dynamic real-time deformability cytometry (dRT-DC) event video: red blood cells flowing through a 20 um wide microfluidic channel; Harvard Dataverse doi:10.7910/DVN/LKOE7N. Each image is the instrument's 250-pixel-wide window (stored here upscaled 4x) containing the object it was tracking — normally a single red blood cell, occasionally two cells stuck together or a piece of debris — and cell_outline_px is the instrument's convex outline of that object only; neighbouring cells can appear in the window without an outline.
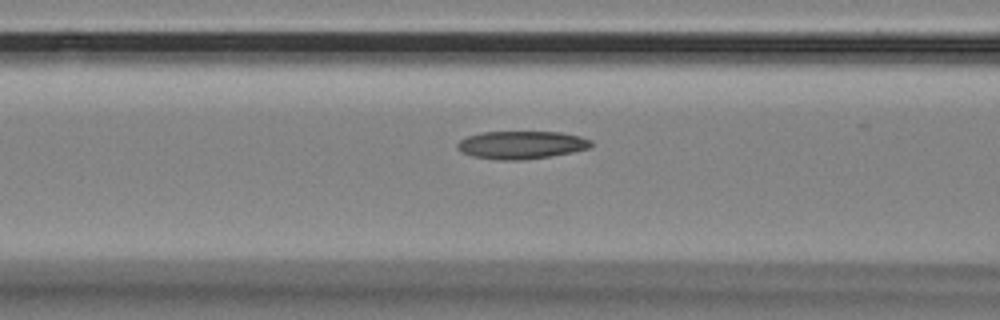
{"species": "Egyptian fruit bat (a non-hibernating species)", "species_latin": "Rousettus aegyptiacus", "temperature_condition": "room temperature", "stored_images_in_passage": 33, "camera_frame_rate_fps": 3000, "um_per_image_px": 0.085, "animal": {"sex": "female"}, "frame": {"image": 1, "passage_image": 7, "time_ms": 2.0, "image_size_px": [1000, 320], "cell_outline_px": [[592, 148], [572, 152], [548, 156], [520, 160], [500, 160], [472, 156], [460, 152], [456, 148], [456, 144], [460, 140], [468, 136], [480, 132], [560, 132], [580, 136], [592, 140]], "centroid_in_image_um": [44.3, 12.31], "position_along_channel_um": 122.3, "area_um2": 21.79}}
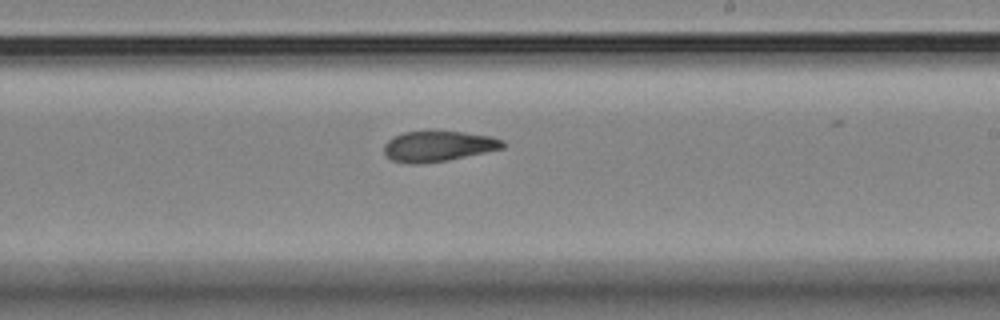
{"frame": {"image": 2, "passage_image": 18, "time_ms": 5.667, "image_size_px": [1000, 320], "cell_outline_px": [[504, 148], [448, 160], [420, 164], [408, 164], [392, 160], [384, 152], [384, 144], [392, 136], [404, 132], [464, 132], [492, 136], [504, 140]], "centroid_in_image_um": [37.24, 12.43], "position_along_channel_um": 251.8, "area_um2": 21.04}}
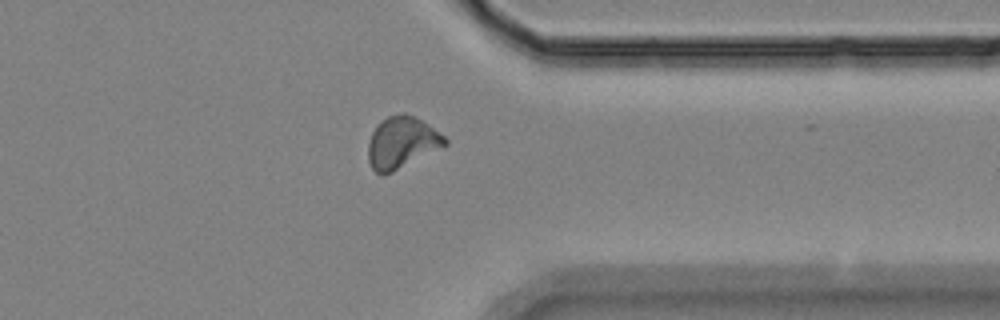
{"frame": {"image": 3, "passage_image": 29, "time_ms": 9.333, "image_size_px": [1000, 320], "cell_outline_px": [[448, 144], [392, 172], [380, 176], [372, 168], [368, 160], [368, 144], [372, 132], [376, 124], [388, 116], [400, 112], [404, 112], [416, 116], [428, 124], [444, 136], [448, 140]], "centroid_in_image_um": [34.13, 12.09], "position_along_channel_um": 377.3, "area_um2": 23.18}, "authors_computed_cell_mechanics": {"area_um2": 21.7906, "velocity_mm_per_s": 3.5353, "shape_relaxation_time_tau1_ms": null, "shape_relaxation_time_tau2_ms": 5.5136, "deformation_change_tau1": null, "deformation_change_tau2": 0.1336}}